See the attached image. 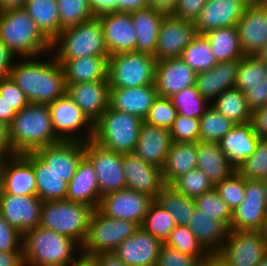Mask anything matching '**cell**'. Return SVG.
Masks as SVG:
<instances>
[{
    "label": "cell",
    "mask_w": 267,
    "mask_h": 266,
    "mask_svg": "<svg viewBox=\"0 0 267 266\" xmlns=\"http://www.w3.org/2000/svg\"><path fill=\"white\" fill-rule=\"evenodd\" d=\"M256 56L267 65V42L258 51V53L256 54Z\"/></svg>",
    "instance_id": "obj_71"
},
{
    "label": "cell",
    "mask_w": 267,
    "mask_h": 266,
    "mask_svg": "<svg viewBox=\"0 0 267 266\" xmlns=\"http://www.w3.org/2000/svg\"><path fill=\"white\" fill-rule=\"evenodd\" d=\"M162 244L140 226L114 252L127 266H156Z\"/></svg>",
    "instance_id": "obj_21"
},
{
    "label": "cell",
    "mask_w": 267,
    "mask_h": 266,
    "mask_svg": "<svg viewBox=\"0 0 267 266\" xmlns=\"http://www.w3.org/2000/svg\"><path fill=\"white\" fill-rule=\"evenodd\" d=\"M198 142H172L162 170L165 184L197 168Z\"/></svg>",
    "instance_id": "obj_35"
},
{
    "label": "cell",
    "mask_w": 267,
    "mask_h": 266,
    "mask_svg": "<svg viewBox=\"0 0 267 266\" xmlns=\"http://www.w3.org/2000/svg\"><path fill=\"white\" fill-rule=\"evenodd\" d=\"M252 123L257 134L267 138V105L252 114Z\"/></svg>",
    "instance_id": "obj_61"
},
{
    "label": "cell",
    "mask_w": 267,
    "mask_h": 266,
    "mask_svg": "<svg viewBox=\"0 0 267 266\" xmlns=\"http://www.w3.org/2000/svg\"><path fill=\"white\" fill-rule=\"evenodd\" d=\"M0 96L16 112L29 104L24 92L12 80L11 77L0 79Z\"/></svg>",
    "instance_id": "obj_55"
},
{
    "label": "cell",
    "mask_w": 267,
    "mask_h": 266,
    "mask_svg": "<svg viewBox=\"0 0 267 266\" xmlns=\"http://www.w3.org/2000/svg\"><path fill=\"white\" fill-rule=\"evenodd\" d=\"M0 40L17 58L45 55L52 48L24 8L0 11Z\"/></svg>",
    "instance_id": "obj_4"
},
{
    "label": "cell",
    "mask_w": 267,
    "mask_h": 266,
    "mask_svg": "<svg viewBox=\"0 0 267 266\" xmlns=\"http://www.w3.org/2000/svg\"><path fill=\"white\" fill-rule=\"evenodd\" d=\"M66 93L93 124L109 107L108 78L100 81L67 84Z\"/></svg>",
    "instance_id": "obj_20"
},
{
    "label": "cell",
    "mask_w": 267,
    "mask_h": 266,
    "mask_svg": "<svg viewBox=\"0 0 267 266\" xmlns=\"http://www.w3.org/2000/svg\"><path fill=\"white\" fill-rule=\"evenodd\" d=\"M4 180H3V177L0 176V207H1V202H2V199H3V194H4Z\"/></svg>",
    "instance_id": "obj_73"
},
{
    "label": "cell",
    "mask_w": 267,
    "mask_h": 266,
    "mask_svg": "<svg viewBox=\"0 0 267 266\" xmlns=\"http://www.w3.org/2000/svg\"><path fill=\"white\" fill-rule=\"evenodd\" d=\"M143 120L110 106L94 123L92 140L120 154L133 153Z\"/></svg>",
    "instance_id": "obj_6"
},
{
    "label": "cell",
    "mask_w": 267,
    "mask_h": 266,
    "mask_svg": "<svg viewBox=\"0 0 267 266\" xmlns=\"http://www.w3.org/2000/svg\"><path fill=\"white\" fill-rule=\"evenodd\" d=\"M84 156L94 166L101 196L126 188L123 154L106 149L91 139L85 142Z\"/></svg>",
    "instance_id": "obj_12"
},
{
    "label": "cell",
    "mask_w": 267,
    "mask_h": 266,
    "mask_svg": "<svg viewBox=\"0 0 267 266\" xmlns=\"http://www.w3.org/2000/svg\"><path fill=\"white\" fill-rule=\"evenodd\" d=\"M138 228L135 222L106 216L96 208L92 212L87 235L81 245L82 256L90 258L100 252L115 251Z\"/></svg>",
    "instance_id": "obj_8"
},
{
    "label": "cell",
    "mask_w": 267,
    "mask_h": 266,
    "mask_svg": "<svg viewBox=\"0 0 267 266\" xmlns=\"http://www.w3.org/2000/svg\"><path fill=\"white\" fill-rule=\"evenodd\" d=\"M267 251L261 231L229 230L222 248L215 254L225 266H258Z\"/></svg>",
    "instance_id": "obj_11"
},
{
    "label": "cell",
    "mask_w": 267,
    "mask_h": 266,
    "mask_svg": "<svg viewBox=\"0 0 267 266\" xmlns=\"http://www.w3.org/2000/svg\"><path fill=\"white\" fill-rule=\"evenodd\" d=\"M197 34L195 24L172 14L164 15L154 57L159 60L180 58Z\"/></svg>",
    "instance_id": "obj_15"
},
{
    "label": "cell",
    "mask_w": 267,
    "mask_h": 266,
    "mask_svg": "<svg viewBox=\"0 0 267 266\" xmlns=\"http://www.w3.org/2000/svg\"><path fill=\"white\" fill-rule=\"evenodd\" d=\"M175 226L171 214L160 206L156 200L151 203L141 225L146 232H149L162 243L165 242Z\"/></svg>",
    "instance_id": "obj_44"
},
{
    "label": "cell",
    "mask_w": 267,
    "mask_h": 266,
    "mask_svg": "<svg viewBox=\"0 0 267 266\" xmlns=\"http://www.w3.org/2000/svg\"><path fill=\"white\" fill-rule=\"evenodd\" d=\"M207 0H177L173 16L195 22Z\"/></svg>",
    "instance_id": "obj_57"
},
{
    "label": "cell",
    "mask_w": 267,
    "mask_h": 266,
    "mask_svg": "<svg viewBox=\"0 0 267 266\" xmlns=\"http://www.w3.org/2000/svg\"><path fill=\"white\" fill-rule=\"evenodd\" d=\"M53 129L61 141L87 142L93 138L94 124L67 93L48 104Z\"/></svg>",
    "instance_id": "obj_10"
},
{
    "label": "cell",
    "mask_w": 267,
    "mask_h": 266,
    "mask_svg": "<svg viewBox=\"0 0 267 266\" xmlns=\"http://www.w3.org/2000/svg\"><path fill=\"white\" fill-rule=\"evenodd\" d=\"M236 27L244 55H256L267 42V9L247 5Z\"/></svg>",
    "instance_id": "obj_24"
},
{
    "label": "cell",
    "mask_w": 267,
    "mask_h": 266,
    "mask_svg": "<svg viewBox=\"0 0 267 266\" xmlns=\"http://www.w3.org/2000/svg\"><path fill=\"white\" fill-rule=\"evenodd\" d=\"M255 5L267 9V0H257Z\"/></svg>",
    "instance_id": "obj_75"
},
{
    "label": "cell",
    "mask_w": 267,
    "mask_h": 266,
    "mask_svg": "<svg viewBox=\"0 0 267 266\" xmlns=\"http://www.w3.org/2000/svg\"><path fill=\"white\" fill-rule=\"evenodd\" d=\"M57 4L63 30L79 25L95 16L89 0H57Z\"/></svg>",
    "instance_id": "obj_47"
},
{
    "label": "cell",
    "mask_w": 267,
    "mask_h": 266,
    "mask_svg": "<svg viewBox=\"0 0 267 266\" xmlns=\"http://www.w3.org/2000/svg\"><path fill=\"white\" fill-rule=\"evenodd\" d=\"M101 197L94 166L84 156L77 166L74 177L68 183L66 200L96 209Z\"/></svg>",
    "instance_id": "obj_30"
},
{
    "label": "cell",
    "mask_w": 267,
    "mask_h": 266,
    "mask_svg": "<svg viewBox=\"0 0 267 266\" xmlns=\"http://www.w3.org/2000/svg\"><path fill=\"white\" fill-rule=\"evenodd\" d=\"M200 266H225L221 260L215 256L211 255L206 261H203Z\"/></svg>",
    "instance_id": "obj_70"
},
{
    "label": "cell",
    "mask_w": 267,
    "mask_h": 266,
    "mask_svg": "<svg viewBox=\"0 0 267 266\" xmlns=\"http://www.w3.org/2000/svg\"><path fill=\"white\" fill-rule=\"evenodd\" d=\"M200 120V141L219 142L235 125L210 105Z\"/></svg>",
    "instance_id": "obj_45"
},
{
    "label": "cell",
    "mask_w": 267,
    "mask_h": 266,
    "mask_svg": "<svg viewBox=\"0 0 267 266\" xmlns=\"http://www.w3.org/2000/svg\"><path fill=\"white\" fill-rule=\"evenodd\" d=\"M157 59L147 53L124 52L109 56L110 88H135L154 84Z\"/></svg>",
    "instance_id": "obj_9"
},
{
    "label": "cell",
    "mask_w": 267,
    "mask_h": 266,
    "mask_svg": "<svg viewBox=\"0 0 267 266\" xmlns=\"http://www.w3.org/2000/svg\"><path fill=\"white\" fill-rule=\"evenodd\" d=\"M172 142L170 130L143 121L133 153L143 161L162 169Z\"/></svg>",
    "instance_id": "obj_27"
},
{
    "label": "cell",
    "mask_w": 267,
    "mask_h": 266,
    "mask_svg": "<svg viewBox=\"0 0 267 266\" xmlns=\"http://www.w3.org/2000/svg\"><path fill=\"white\" fill-rule=\"evenodd\" d=\"M85 143L79 141H61L37 149L34 153L49 169L69 183L74 177L77 166L84 157Z\"/></svg>",
    "instance_id": "obj_19"
},
{
    "label": "cell",
    "mask_w": 267,
    "mask_h": 266,
    "mask_svg": "<svg viewBox=\"0 0 267 266\" xmlns=\"http://www.w3.org/2000/svg\"><path fill=\"white\" fill-rule=\"evenodd\" d=\"M157 97L155 84L135 88H110L109 106L144 121Z\"/></svg>",
    "instance_id": "obj_28"
},
{
    "label": "cell",
    "mask_w": 267,
    "mask_h": 266,
    "mask_svg": "<svg viewBox=\"0 0 267 266\" xmlns=\"http://www.w3.org/2000/svg\"><path fill=\"white\" fill-rule=\"evenodd\" d=\"M23 255L25 266H69L82 251L74 239L38 226L23 234Z\"/></svg>",
    "instance_id": "obj_2"
},
{
    "label": "cell",
    "mask_w": 267,
    "mask_h": 266,
    "mask_svg": "<svg viewBox=\"0 0 267 266\" xmlns=\"http://www.w3.org/2000/svg\"><path fill=\"white\" fill-rule=\"evenodd\" d=\"M179 115L200 119L211 103L201 96L196 86L179 91L170 97Z\"/></svg>",
    "instance_id": "obj_43"
},
{
    "label": "cell",
    "mask_w": 267,
    "mask_h": 266,
    "mask_svg": "<svg viewBox=\"0 0 267 266\" xmlns=\"http://www.w3.org/2000/svg\"><path fill=\"white\" fill-rule=\"evenodd\" d=\"M23 8L51 42L63 31L57 0H27Z\"/></svg>",
    "instance_id": "obj_37"
},
{
    "label": "cell",
    "mask_w": 267,
    "mask_h": 266,
    "mask_svg": "<svg viewBox=\"0 0 267 266\" xmlns=\"http://www.w3.org/2000/svg\"><path fill=\"white\" fill-rule=\"evenodd\" d=\"M43 56L17 58L10 72L29 103L49 104L67 91L61 64L52 52Z\"/></svg>",
    "instance_id": "obj_1"
},
{
    "label": "cell",
    "mask_w": 267,
    "mask_h": 266,
    "mask_svg": "<svg viewBox=\"0 0 267 266\" xmlns=\"http://www.w3.org/2000/svg\"><path fill=\"white\" fill-rule=\"evenodd\" d=\"M211 105L234 124L252 121V112L248 108L245 94L237 88L224 91Z\"/></svg>",
    "instance_id": "obj_40"
},
{
    "label": "cell",
    "mask_w": 267,
    "mask_h": 266,
    "mask_svg": "<svg viewBox=\"0 0 267 266\" xmlns=\"http://www.w3.org/2000/svg\"><path fill=\"white\" fill-rule=\"evenodd\" d=\"M246 6L242 0H207L194 22L197 33L236 26Z\"/></svg>",
    "instance_id": "obj_23"
},
{
    "label": "cell",
    "mask_w": 267,
    "mask_h": 266,
    "mask_svg": "<svg viewBox=\"0 0 267 266\" xmlns=\"http://www.w3.org/2000/svg\"><path fill=\"white\" fill-rule=\"evenodd\" d=\"M218 62L241 59L244 55L236 26L222 27L204 33Z\"/></svg>",
    "instance_id": "obj_38"
},
{
    "label": "cell",
    "mask_w": 267,
    "mask_h": 266,
    "mask_svg": "<svg viewBox=\"0 0 267 266\" xmlns=\"http://www.w3.org/2000/svg\"><path fill=\"white\" fill-rule=\"evenodd\" d=\"M258 266H267V251Z\"/></svg>",
    "instance_id": "obj_76"
},
{
    "label": "cell",
    "mask_w": 267,
    "mask_h": 266,
    "mask_svg": "<svg viewBox=\"0 0 267 266\" xmlns=\"http://www.w3.org/2000/svg\"><path fill=\"white\" fill-rule=\"evenodd\" d=\"M2 177L8 194L36 195V179L32 166V152L16 154L5 161Z\"/></svg>",
    "instance_id": "obj_25"
},
{
    "label": "cell",
    "mask_w": 267,
    "mask_h": 266,
    "mask_svg": "<svg viewBox=\"0 0 267 266\" xmlns=\"http://www.w3.org/2000/svg\"><path fill=\"white\" fill-rule=\"evenodd\" d=\"M9 135L17 154L61 142L53 129L48 104L29 103L18 111L9 125Z\"/></svg>",
    "instance_id": "obj_3"
},
{
    "label": "cell",
    "mask_w": 267,
    "mask_h": 266,
    "mask_svg": "<svg viewBox=\"0 0 267 266\" xmlns=\"http://www.w3.org/2000/svg\"><path fill=\"white\" fill-rule=\"evenodd\" d=\"M155 200L171 214L175 225L188 226L196 208L194 199L186 197L171 184H165Z\"/></svg>",
    "instance_id": "obj_39"
},
{
    "label": "cell",
    "mask_w": 267,
    "mask_h": 266,
    "mask_svg": "<svg viewBox=\"0 0 267 266\" xmlns=\"http://www.w3.org/2000/svg\"><path fill=\"white\" fill-rule=\"evenodd\" d=\"M122 168L126 188L151 196L154 200L165 185L162 170L134 153L123 154Z\"/></svg>",
    "instance_id": "obj_18"
},
{
    "label": "cell",
    "mask_w": 267,
    "mask_h": 266,
    "mask_svg": "<svg viewBox=\"0 0 267 266\" xmlns=\"http://www.w3.org/2000/svg\"><path fill=\"white\" fill-rule=\"evenodd\" d=\"M51 52L56 60L110 56L105 44L102 24L97 16L64 29L52 41Z\"/></svg>",
    "instance_id": "obj_5"
},
{
    "label": "cell",
    "mask_w": 267,
    "mask_h": 266,
    "mask_svg": "<svg viewBox=\"0 0 267 266\" xmlns=\"http://www.w3.org/2000/svg\"><path fill=\"white\" fill-rule=\"evenodd\" d=\"M90 258L97 266H127L114 251L100 252Z\"/></svg>",
    "instance_id": "obj_60"
},
{
    "label": "cell",
    "mask_w": 267,
    "mask_h": 266,
    "mask_svg": "<svg viewBox=\"0 0 267 266\" xmlns=\"http://www.w3.org/2000/svg\"><path fill=\"white\" fill-rule=\"evenodd\" d=\"M240 62H218L212 69L197 73L195 86L201 96L211 103L224 91L235 88Z\"/></svg>",
    "instance_id": "obj_26"
},
{
    "label": "cell",
    "mask_w": 267,
    "mask_h": 266,
    "mask_svg": "<svg viewBox=\"0 0 267 266\" xmlns=\"http://www.w3.org/2000/svg\"><path fill=\"white\" fill-rule=\"evenodd\" d=\"M196 74L181 58L157 61L154 84L158 96L170 98L175 93L194 86Z\"/></svg>",
    "instance_id": "obj_22"
},
{
    "label": "cell",
    "mask_w": 267,
    "mask_h": 266,
    "mask_svg": "<svg viewBox=\"0 0 267 266\" xmlns=\"http://www.w3.org/2000/svg\"><path fill=\"white\" fill-rule=\"evenodd\" d=\"M42 203L36 195L18 196L4 191L0 211L11 226L24 234L40 226Z\"/></svg>",
    "instance_id": "obj_17"
},
{
    "label": "cell",
    "mask_w": 267,
    "mask_h": 266,
    "mask_svg": "<svg viewBox=\"0 0 267 266\" xmlns=\"http://www.w3.org/2000/svg\"><path fill=\"white\" fill-rule=\"evenodd\" d=\"M0 153H3L7 158L15 156V152L9 135V125L0 122Z\"/></svg>",
    "instance_id": "obj_62"
},
{
    "label": "cell",
    "mask_w": 267,
    "mask_h": 266,
    "mask_svg": "<svg viewBox=\"0 0 267 266\" xmlns=\"http://www.w3.org/2000/svg\"><path fill=\"white\" fill-rule=\"evenodd\" d=\"M69 266H97L91 258L81 256L77 261Z\"/></svg>",
    "instance_id": "obj_69"
},
{
    "label": "cell",
    "mask_w": 267,
    "mask_h": 266,
    "mask_svg": "<svg viewBox=\"0 0 267 266\" xmlns=\"http://www.w3.org/2000/svg\"><path fill=\"white\" fill-rule=\"evenodd\" d=\"M246 5H254L257 0H242Z\"/></svg>",
    "instance_id": "obj_77"
},
{
    "label": "cell",
    "mask_w": 267,
    "mask_h": 266,
    "mask_svg": "<svg viewBox=\"0 0 267 266\" xmlns=\"http://www.w3.org/2000/svg\"><path fill=\"white\" fill-rule=\"evenodd\" d=\"M154 199L131 189H122L101 197L98 209L106 216L142 225L147 210Z\"/></svg>",
    "instance_id": "obj_14"
},
{
    "label": "cell",
    "mask_w": 267,
    "mask_h": 266,
    "mask_svg": "<svg viewBox=\"0 0 267 266\" xmlns=\"http://www.w3.org/2000/svg\"><path fill=\"white\" fill-rule=\"evenodd\" d=\"M265 186L266 194H267V176L262 180Z\"/></svg>",
    "instance_id": "obj_78"
},
{
    "label": "cell",
    "mask_w": 267,
    "mask_h": 266,
    "mask_svg": "<svg viewBox=\"0 0 267 266\" xmlns=\"http://www.w3.org/2000/svg\"><path fill=\"white\" fill-rule=\"evenodd\" d=\"M0 266H25L23 251H0Z\"/></svg>",
    "instance_id": "obj_63"
},
{
    "label": "cell",
    "mask_w": 267,
    "mask_h": 266,
    "mask_svg": "<svg viewBox=\"0 0 267 266\" xmlns=\"http://www.w3.org/2000/svg\"><path fill=\"white\" fill-rule=\"evenodd\" d=\"M164 13L147 7L131 12L136 30V52L154 56Z\"/></svg>",
    "instance_id": "obj_33"
},
{
    "label": "cell",
    "mask_w": 267,
    "mask_h": 266,
    "mask_svg": "<svg viewBox=\"0 0 267 266\" xmlns=\"http://www.w3.org/2000/svg\"><path fill=\"white\" fill-rule=\"evenodd\" d=\"M196 208L204 214L214 217L230 229L232 211L222 200L219 192L214 188L194 199Z\"/></svg>",
    "instance_id": "obj_50"
},
{
    "label": "cell",
    "mask_w": 267,
    "mask_h": 266,
    "mask_svg": "<svg viewBox=\"0 0 267 266\" xmlns=\"http://www.w3.org/2000/svg\"><path fill=\"white\" fill-rule=\"evenodd\" d=\"M32 166L36 179V196L43 202L65 200L68 183L32 152Z\"/></svg>",
    "instance_id": "obj_36"
},
{
    "label": "cell",
    "mask_w": 267,
    "mask_h": 266,
    "mask_svg": "<svg viewBox=\"0 0 267 266\" xmlns=\"http://www.w3.org/2000/svg\"><path fill=\"white\" fill-rule=\"evenodd\" d=\"M222 200L233 212L245 198V179L236 171L215 185Z\"/></svg>",
    "instance_id": "obj_52"
},
{
    "label": "cell",
    "mask_w": 267,
    "mask_h": 266,
    "mask_svg": "<svg viewBox=\"0 0 267 266\" xmlns=\"http://www.w3.org/2000/svg\"><path fill=\"white\" fill-rule=\"evenodd\" d=\"M17 112L0 96V122L10 125Z\"/></svg>",
    "instance_id": "obj_67"
},
{
    "label": "cell",
    "mask_w": 267,
    "mask_h": 266,
    "mask_svg": "<svg viewBox=\"0 0 267 266\" xmlns=\"http://www.w3.org/2000/svg\"><path fill=\"white\" fill-rule=\"evenodd\" d=\"M236 171L248 180L262 181L267 176V138L260 137L255 151Z\"/></svg>",
    "instance_id": "obj_48"
},
{
    "label": "cell",
    "mask_w": 267,
    "mask_h": 266,
    "mask_svg": "<svg viewBox=\"0 0 267 266\" xmlns=\"http://www.w3.org/2000/svg\"><path fill=\"white\" fill-rule=\"evenodd\" d=\"M7 159L8 158L3 153H0V176H2L3 167Z\"/></svg>",
    "instance_id": "obj_72"
},
{
    "label": "cell",
    "mask_w": 267,
    "mask_h": 266,
    "mask_svg": "<svg viewBox=\"0 0 267 266\" xmlns=\"http://www.w3.org/2000/svg\"><path fill=\"white\" fill-rule=\"evenodd\" d=\"M201 262L191 255L184 254L162 244L156 266H200Z\"/></svg>",
    "instance_id": "obj_56"
},
{
    "label": "cell",
    "mask_w": 267,
    "mask_h": 266,
    "mask_svg": "<svg viewBox=\"0 0 267 266\" xmlns=\"http://www.w3.org/2000/svg\"><path fill=\"white\" fill-rule=\"evenodd\" d=\"M109 55L136 51V30L131 13L107 12L97 16Z\"/></svg>",
    "instance_id": "obj_16"
},
{
    "label": "cell",
    "mask_w": 267,
    "mask_h": 266,
    "mask_svg": "<svg viewBox=\"0 0 267 266\" xmlns=\"http://www.w3.org/2000/svg\"><path fill=\"white\" fill-rule=\"evenodd\" d=\"M173 142H198L200 141V120L177 115L170 129Z\"/></svg>",
    "instance_id": "obj_53"
},
{
    "label": "cell",
    "mask_w": 267,
    "mask_h": 266,
    "mask_svg": "<svg viewBox=\"0 0 267 266\" xmlns=\"http://www.w3.org/2000/svg\"><path fill=\"white\" fill-rule=\"evenodd\" d=\"M267 76V65L256 55L241 58L235 88L245 93Z\"/></svg>",
    "instance_id": "obj_46"
},
{
    "label": "cell",
    "mask_w": 267,
    "mask_h": 266,
    "mask_svg": "<svg viewBox=\"0 0 267 266\" xmlns=\"http://www.w3.org/2000/svg\"><path fill=\"white\" fill-rule=\"evenodd\" d=\"M188 228L211 255H215L222 248L229 231L222 222L197 208L189 219Z\"/></svg>",
    "instance_id": "obj_31"
},
{
    "label": "cell",
    "mask_w": 267,
    "mask_h": 266,
    "mask_svg": "<svg viewBox=\"0 0 267 266\" xmlns=\"http://www.w3.org/2000/svg\"><path fill=\"white\" fill-rule=\"evenodd\" d=\"M261 233L263 235V238L265 239V241L267 242V216L266 219L264 221L263 227L261 229Z\"/></svg>",
    "instance_id": "obj_74"
},
{
    "label": "cell",
    "mask_w": 267,
    "mask_h": 266,
    "mask_svg": "<svg viewBox=\"0 0 267 266\" xmlns=\"http://www.w3.org/2000/svg\"><path fill=\"white\" fill-rule=\"evenodd\" d=\"M171 185L180 193H183L186 197L192 199L215 188L212 181L199 168H195L181 175Z\"/></svg>",
    "instance_id": "obj_49"
},
{
    "label": "cell",
    "mask_w": 267,
    "mask_h": 266,
    "mask_svg": "<svg viewBox=\"0 0 267 266\" xmlns=\"http://www.w3.org/2000/svg\"><path fill=\"white\" fill-rule=\"evenodd\" d=\"M92 13L98 16L103 13L117 11V0H89Z\"/></svg>",
    "instance_id": "obj_64"
},
{
    "label": "cell",
    "mask_w": 267,
    "mask_h": 266,
    "mask_svg": "<svg viewBox=\"0 0 267 266\" xmlns=\"http://www.w3.org/2000/svg\"><path fill=\"white\" fill-rule=\"evenodd\" d=\"M17 56L0 40V79L10 77Z\"/></svg>",
    "instance_id": "obj_59"
},
{
    "label": "cell",
    "mask_w": 267,
    "mask_h": 266,
    "mask_svg": "<svg viewBox=\"0 0 267 266\" xmlns=\"http://www.w3.org/2000/svg\"><path fill=\"white\" fill-rule=\"evenodd\" d=\"M57 61L64 70L66 84L100 81L108 77L109 57L87 56Z\"/></svg>",
    "instance_id": "obj_32"
},
{
    "label": "cell",
    "mask_w": 267,
    "mask_h": 266,
    "mask_svg": "<svg viewBox=\"0 0 267 266\" xmlns=\"http://www.w3.org/2000/svg\"><path fill=\"white\" fill-rule=\"evenodd\" d=\"M0 251H23V234L11 226L0 211Z\"/></svg>",
    "instance_id": "obj_54"
},
{
    "label": "cell",
    "mask_w": 267,
    "mask_h": 266,
    "mask_svg": "<svg viewBox=\"0 0 267 266\" xmlns=\"http://www.w3.org/2000/svg\"><path fill=\"white\" fill-rule=\"evenodd\" d=\"M197 168L203 171L214 185L236 172V168L221 150L219 142L198 141Z\"/></svg>",
    "instance_id": "obj_34"
},
{
    "label": "cell",
    "mask_w": 267,
    "mask_h": 266,
    "mask_svg": "<svg viewBox=\"0 0 267 266\" xmlns=\"http://www.w3.org/2000/svg\"><path fill=\"white\" fill-rule=\"evenodd\" d=\"M27 0H0V11L23 8Z\"/></svg>",
    "instance_id": "obj_68"
},
{
    "label": "cell",
    "mask_w": 267,
    "mask_h": 266,
    "mask_svg": "<svg viewBox=\"0 0 267 266\" xmlns=\"http://www.w3.org/2000/svg\"><path fill=\"white\" fill-rule=\"evenodd\" d=\"M244 94L252 114L267 105V76Z\"/></svg>",
    "instance_id": "obj_58"
},
{
    "label": "cell",
    "mask_w": 267,
    "mask_h": 266,
    "mask_svg": "<svg viewBox=\"0 0 267 266\" xmlns=\"http://www.w3.org/2000/svg\"><path fill=\"white\" fill-rule=\"evenodd\" d=\"M93 211L91 206L66 199L45 201L42 203L40 226L74 239L82 245Z\"/></svg>",
    "instance_id": "obj_7"
},
{
    "label": "cell",
    "mask_w": 267,
    "mask_h": 266,
    "mask_svg": "<svg viewBox=\"0 0 267 266\" xmlns=\"http://www.w3.org/2000/svg\"><path fill=\"white\" fill-rule=\"evenodd\" d=\"M196 73L215 67L217 61L204 34L197 33L180 57Z\"/></svg>",
    "instance_id": "obj_41"
},
{
    "label": "cell",
    "mask_w": 267,
    "mask_h": 266,
    "mask_svg": "<svg viewBox=\"0 0 267 266\" xmlns=\"http://www.w3.org/2000/svg\"><path fill=\"white\" fill-rule=\"evenodd\" d=\"M149 7V0H117V12L131 13Z\"/></svg>",
    "instance_id": "obj_65"
},
{
    "label": "cell",
    "mask_w": 267,
    "mask_h": 266,
    "mask_svg": "<svg viewBox=\"0 0 267 266\" xmlns=\"http://www.w3.org/2000/svg\"><path fill=\"white\" fill-rule=\"evenodd\" d=\"M177 115L178 111L171 98L158 96L149 109L144 122L170 130Z\"/></svg>",
    "instance_id": "obj_51"
},
{
    "label": "cell",
    "mask_w": 267,
    "mask_h": 266,
    "mask_svg": "<svg viewBox=\"0 0 267 266\" xmlns=\"http://www.w3.org/2000/svg\"><path fill=\"white\" fill-rule=\"evenodd\" d=\"M259 139L260 136L250 121L235 124L219 141V145L227 159L237 169L255 151Z\"/></svg>",
    "instance_id": "obj_29"
},
{
    "label": "cell",
    "mask_w": 267,
    "mask_h": 266,
    "mask_svg": "<svg viewBox=\"0 0 267 266\" xmlns=\"http://www.w3.org/2000/svg\"><path fill=\"white\" fill-rule=\"evenodd\" d=\"M177 0H149V7L165 15L173 14Z\"/></svg>",
    "instance_id": "obj_66"
},
{
    "label": "cell",
    "mask_w": 267,
    "mask_h": 266,
    "mask_svg": "<svg viewBox=\"0 0 267 266\" xmlns=\"http://www.w3.org/2000/svg\"><path fill=\"white\" fill-rule=\"evenodd\" d=\"M267 216V194L264 183L245 179V198L232 212L229 230L261 231Z\"/></svg>",
    "instance_id": "obj_13"
},
{
    "label": "cell",
    "mask_w": 267,
    "mask_h": 266,
    "mask_svg": "<svg viewBox=\"0 0 267 266\" xmlns=\"http://www.w3.org/2000/svg\"><path fill=\"white\" fill-rule=\"evenodd\" d=\"M184 254L197 258L201 263L206 261L211 254L197 240L193 232L184 225H176L163 243Z\"/></svg>",
    "instance_id": "obj_42"
}]
</instances>
